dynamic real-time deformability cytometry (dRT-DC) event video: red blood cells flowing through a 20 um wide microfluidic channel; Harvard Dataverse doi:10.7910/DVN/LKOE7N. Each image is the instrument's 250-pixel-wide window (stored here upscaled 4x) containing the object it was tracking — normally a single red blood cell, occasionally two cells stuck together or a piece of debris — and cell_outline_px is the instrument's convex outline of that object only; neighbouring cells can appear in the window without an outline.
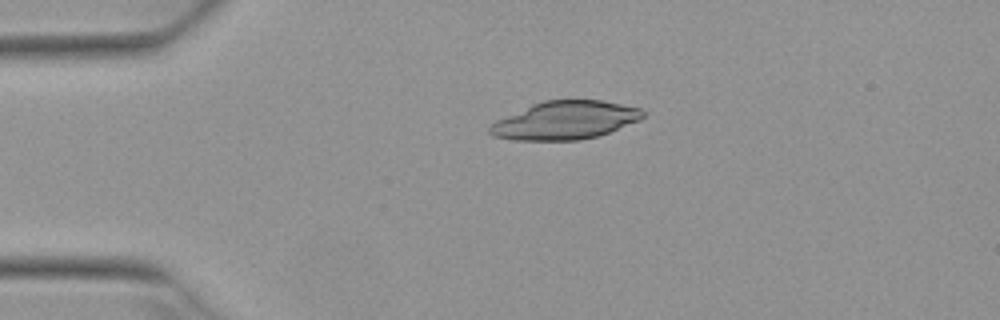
{"species": "Egyptian fruit bat (a non-hibernating species)", "species_latin": "Rousettus aegyptiacus", "temperature_condition": "warm", "stored_images_in_passage": 2, "camera_frame_rate_fps": 3000, "um_per_image_px": 0.085, "animal": {"sex": "female"}, "frame": {"image": 1, "passage_image": 1, "time_ms": 0.0, "image_size_px": [1000, 320], "cell_outline_px": [[644, 116], [640, 120], [608, 132], [596, 136], [580, 140], [512, 140], [492, 136], [488, 132], [488, 124], [496, 120], [532, 104], [544, 100], [600, 100], [640, 108], [644, 112]], "centroid_in_image_um": [47.98, 10.23], "position_along_channel_um": 37.0, "area_um2": 33.99}}